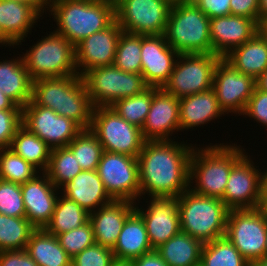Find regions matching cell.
<instances>
[{"label": "cell", "mask_w": 267, "mask_h": 266, "mask_svg": "<svg viewBox=\"0 0 267 266\" xmlns=\"http://www.w3.org/2000/svg\"><path fill=\"white\" fill-rule=\"evenodd\" d=\"M193 149L184 141H145L137 157L140 197H179L189 189Z\"/></svg>", "instance_id": "1"}, {"label": "cell", "mask_w": 267, "mask_h": 266, "mask_svg": "<svg viewBox=\"0 0 267 266\" xmlns=\"http://www.w3.org/2000/svg\"><path fill=\"white\" fill-rule=\"evenodd\" d=\"M31 101L71 119L81 129L90 128L94 105L80 75L34 80Z\"/></svg>", "instance_id": "2"}, {"label": "cell", "mask_w": 267, "mask_h": 266, "mask_svg": "<svg viewBox=\"0 0 267 266\" xmlns=\"http://www.w3.org/2000/svg\"><path fill=\"white\" fill-rule=\"evenodd\" d=\"M205 147L199 149L194 146L190 159L189 189L199 195L222 199L232 166L246 151L235 143H210Z\"/></svg>", "instance_id": "3"}, {"label": "cell", "mask_w": 267, "mask_h": 266, "mask_svg": "<svg viewBox=\"0 0 267 266\" xmlns=\"http://www.w3.org/2000/svg\"><path fill=\"white\" fill-rule=\"evenodd\" d=\"M57 24L56 32L74 46L93 33L109 27L115 20V5L87 0H62L47 9Z\"/></svg>", "instance_id": "4"}, {"label": "cell", "mask_w": 267, "mask_h": 266, "mask_svg": "<svg viewBox=\"0 0 267 266\" xmlns=\"http://www.w3.org/2000/svg\"><path fill=\"white\" fill-rule=\"evenodd\" d=\"M229 210L221 199L187 189L179 196L181 231L203 244L225 237Z\"/></svg>", "instance_id": "5"}, {"label": "cell", "mask_w": 267, "mask_h": 266, "mask_svg": "<svg viewBox=\"0 0 267 266\" xmlns=\"http://www.w3.org/2000/svg\"><path fill=\"white\" fill-rule=\"evenodd\" d=\"M164 37L179 54H212L210 18L193 1L172 4Z\"/></svg>", "instance_id": "6"}, {"label": "cell", "mask_w": 267, "mask_h": 266, "mask_svg": "<svg viewBox=\"0 0 267 266\" xmlns=\"http://www.w3.org/2000/svg\"><path fill=\"white\" fill-rule=\"evenodd\" d=\"M28 50L22 58L33 81L78 75L75 46L66 37L50 32Z\"/></svg>", "instance_id": "7"}, {"label": "cell", "mask_w": 267, "mask_h": 266, "mask_svg": "<svg viewBox=\"0 0 267 266\" xmlns=\"http://www.w3.org/2000/svg\"><path fill=\"white\" fill-rule=\"evenodd\" d=\"M82 78L94 107H110L116 100L140 94L149 87L142 74L127 73L114 65L91 69Z\"/></svg>", "instance_id": "8"}, {"label": "cell", "mask_w": 267, "mask_h": 266, "mask_svg": "<svg viewBox=\"0 0 267 266\" xmlns=\"http://www.w3.org/2000/svg\"><path fill=\"white\" fill-rule=\"evenodd\" d=\"M90 130L108 152L137 158L145 142L142 130L127 122L111 107H94Z\"/></svg>", "instance_id": "9"}, {"label": "cell", "mask_w": 267, "mask_h": 266, "mask_svg": "<svg viewBox=\"0 0 267 266\" xmlns=\"http://www.w3.org/2000/svg\"><path fill=\"white\" fill-rule=\"evenodd\" d=\"M220 59L217 54H179L162 89L179 99L211 89Z\"/></svg>", "instance_id": "10"}, {"label": "cell", "mask_w": 267, "mask_h": 266, "mask_svg": "<svg viewBox=\"0 0 267 266\" xmlns=\"http://www.w3.org/2000/svg\"><path fill=\"white\" fill-rule=\"evenodd\" d=\"M267 219L261 208L229 210L225 237L253 265L265 255Z\"/></svg>", "instance_id": "11"}, {"label": "cell", "mask_w": 267, "mask_h": 266, "mask_svg": "<svg viewBox=\"0 0 267 266\" xmlns=\"http://www.w3.org/2000/svg\"><path fill=\"white\" fill-rule=\"evenodd\" d=\"M171 6L168 0H121L115 6L116 21L123 32L164 35Z\"/></svg>", "instance_id": "12"}, {"label": "cell", "mask_w": 267, "mask_h": 266, "mask_svg": "<svg viewBox=\"0 0 267 266\" xmlns=\"http://www.w3.org/2000/svg\"><path fill=\"white\" fill-rule=\"evenodd\" d=\"M97 172L112 200L134 203L137 200L140 203L139 165L136 157L104 150Z\"/></svg>", "instance_id": "13"}, {"label": "cell", "mask_w": 267, "mask_h": 266, "mask_svg": "<svg viewBox=\"0 0 267 266\" xmlns=\"http://www.w3.org/2000/svg\"><path fill=\"white\" fill-rule=\"evenodd\" d=\"M22 125L41 138L50 148L67 147L82 130L74 121L54 110L34 104L22 108Z\"/></svg>", "instance_id": "14"}, {"label": "cell", "mask_w": 267, "mask_h": 266, "mask_svg": "<svg viewBox=\"0 0 267 266\" xmlns=\"http://www.w3.org/2000/svg\"><path fill=\"white\" fill-rule=\"evenodd\" d=\"M245 153L233 166L223 198L230 209H255L261 204L262 172Z\"/></svg>", "instance_id": "15"}, {"label": "cell", "mask_w": 267, "mask_h": 266, "mask_svg": "<svg viewBox=\"0 0 267 266\" xmlns=\"http://www.w3.org/2000/svg\"><path fill=\"white\" fill-rule=\"evenodd\" d=\"M256 87V80L235 69L224 58L217 63L212 89L224 113L243 114Z\"/></svg>", "instance_id": "16"}, {"label": "cell", "mask_w": 267, "mask_h": 266, "mask_svg": "<svg viewBox=\"0 0 267 266\" xmlns=\"http://www.w3.org/2000/svg\"><path fill=\"white\" fill-rule=\"evenodd\" d=\"M146 203V209L135 203V211L142 217L151 247L155 250L181 231L179 197H151Z\"/></svg>", "instance_id": "17"}, {"label": "cell", "mask_w": 267, "mask_h": 266, "mask_svg": "<svg viewBox=\"0 0 267 266\" xmlns=\"http://www.w3.org/2000/svg\"><path fill=\"white\" fill-rule=\"evenodd\" d=\"M122 32V28L115 20L106 29L93 33L79 42L75 46L78 75L83 76L96 67L113 65Z\"/></svg>", "instance_id": "18"}, {"label": "cell", "mask_w": 267, "mask_h": 266, "mask_svg": "<svg viewBox=\"0 0 267 266\" xmlns=\"http://www.w3.org/2000/svg\"><path fill=\"white\" fill-rule=\"evenodd\" d=\"M179 53L164 35H141V74L149 87L162 88L169 80Z\"/></svg>", "instance_id": "19"}, {"label": "cell", "mask_w": 267, "mask_h": 266, "mask_svg": "<svg viewBox=\"0 0 267 266\" xmlns=\"http://www.w3.org/2000/svg\"><path fill=\"white\" fill-rule=\"evenodd\" d=\"M145 141H171L173 132H179V98L153 87V97L142 127Z\"/></svg>", "instance_id": "20"}, {"label": "cell", "mask_w": 267, "mask_h": 266, "mask_svg": "<svg viewBox=\"0 0 267 266\" xmlns=\"http://www.w3.org/2000/svg\"><path fill=\"white\" fill-rule=\"evenodd\" d=\"M261 26L251 18L238 15L214 17L210 19V41L212 54L224 58L233 49L252 39Z\"/></svg>", "instance_id": "21"}, {"label": "cell", "mask_w": 267, "mask_h": 266, "mask_svg": "<svg viewBox=\"0 0 267 266\" xmlns=\"http://www.w3.org/2000/svg\"><path fill=\"white\" fill-rule=\"evenodd\" d=\"M21 190L26 218L35 229H45L51 221L59 189L42 172L21 184Z\"/></svg>", "instance_id": "22"}, {"label": "cell", "mask_w": 267, "mask_h": 266, "mask_svg": "<svg viewBox=\"0 0 267 266\" xmlns=\"http://www.w3.org/2000/svg\"><path fill=\"white\" fill-rule=\"evenodd\" d=\"M42 17L31 5L16 0H0L1 45H21Z\"/></svg>", "instance_id": "23"}, {"label": "cell", "mask_w": 267, "mask_h": 266, "mask_svg": "<svg viewBox=\"0 0 267 266\" xmlns=\"http://www.w3.org/2000/svg\"><path fill=\"white\" fill-rule=\"evenodd\" d=\"M134 210V202L112 200L98 210L89 213L95 243L113 249L127 217Z\"/></svg>", "instance_id": "24"}, {"label": "cell", "mask_w": 267, "mask_h": 266, "mask_svg": "<svg viewBox=\"0 0 267 266\" xmlns=\"http://www.w3.org/2000/svg\"><path fill=\"white\" fill-rule=\"evenodd\" d=\"M60 189L61 195L78 203L88 213L112 201L97 170H82Z\"/></svg>", "instance_id": "25"}, {"label": "cell", "mask_w": 267, "mask_h": 266, "mask_svg": "<svg viewBox=\"0 0 267 266\" xmlns=\"http://www.w3.org/2000/svg\"><path fill=\"white\" fill-rule=\"evenodd\" d=\"M224 111L220 108L214 90L185 96L179 99L180 131L200 127L210 121L219 119Z\"/></svg>", "instance_id": "26"}, {"label": "cell", "mask_w": 267, "mask_h": 266, "mask_svg": "<svg viewBox=\"0 0 267 266\" xmlns=\"http://www.w3.org/2000/svg\"><path fill=\"white\" fill-rule=\"evenodd\" d=\"M112 251L115 259L127 261L153 251L144 221L135 210L127 217Z\"/></svg>", "instance_id": "27"}, {"label": "cell", "mask_w": 267, "mask_h": 266, "mask_svg": "<svg viewBox=\"0 0 267 266\" xmlns=\"http://www.w3.org/2000/svg\"><path fill=\"white\" fill-rule=\"evenodd\" d=\"M224 59L255 80L267 69V36L260 30L252 39L233 49Z\"/></svg>", "instance_id": "28"}, {"label": "cell", "mask_w": 267, "mask_h": 266, "mask_svg": "<svg viewBox=\"0 0 267 266\" xmlns=\"http://www.w3.org/2000/svg\"><path fill=\"white\" fill-rule=\"evenodd\" d=\"M32 83L21 56L0 60V90L17 106L23 108L31 100Z\"/></svg>", "instance_id": "29"}, {"label": "cell", "mask_w": 267, "mask_h": 266, "mask_svg": "<svg viewBox=\"0 0 267 266\" xmlns=\"http://www.w3.org/2000/svg\"><path fill=\"white\" fill-rule=\"evenodd\" d=\"M25 250L38 266H71L72 258L57 237L45 229H35L31 233Z\"/></svg>", "instance_id": "30"}, {"label": "cell", "mask_w": 267, "mask_h": 266, "mask_svg": "<svg viewBox=\"0 0 267 266\" xmlns=\"http://www.w3.org/2000/svg\"><path fill=\"white\" fill-rule=\"evenodd\" d=\"M202 247L200 240L180 231L155 250L168 266H200Z\"/></svg>", "instance_id": "31"}, {"label": "cell", "mask_w": 267, "mask_h": 266, "mask_svg": "<svg viewBox=\"0 0 267 266\" xmlns=\"http://www.w3.org/2000/svg\"><path fill=\"white\" fill-rule=\"evenodd\" d=\"M9 149L40 169V172L47 170L52 148L23 125L16 131Z\"/></svg>", "instance_id": "32"}, {"label": "cell", "mask_w": 267, "mask_h": 266, "mask_svg": "<svg viewBox=\"0 0 267 266\" xmlns=\"http://www.w3.org/2000/svg\"><path fill=\"white\" fill-rule=\"evenodd\" d=\"M89 221V213L75 201L65 196H58L50 223L45 230L58 234L76 229Z\"/></svg>", "instance_id": "33"}, {"label": "cell", "mask_w": 267, "mask_h": 266, "mask_svg": "<svg viewBox=\"0 0 267 266\" xmlns=\"http://www.w3.org/2000/svg\"><path fill=\"white\" fill-rule=\"evenodd\" d=\"M200 266H252L226 238L204 243Z\"/></svg>", "instance_id": "34"}, {"label": "cell", "mask_w": 267, "mask_h": 266, "mask_svg": "<svg viewBox=\"0 0 267 266\" xmlns=\"http://www.w3.org/2000/svg\"><path fill=\"white\" fill-rule=\"evenodd\" d=\"M34 230L26 217L0 214V251L25 250Z\"/></svg>", "instance_id": "35"}, {"label": "cell", "mask_w": 267, "mask_h": 266, "mask_svg": "<svg viewBox=\"0 0 267 266\" xmlns=\"http://www.w3.org/2000/svg\"><path fill=\"white\" fill-rule=\"evenodd\" d=\"M82 170L68 147H57L51 150L49 165L45 173L50 181L60 189Z\"/></svg>", "instance_id": "36"}, {"label": "cell", "mask_w": 267, "mask_h": 266, "mask_svg": "<svg viewBox=\"0 0 267 266\" xmlns=\"http://www.w3.org/2000/svg\"><path fill=\"white\" fill-rule=\"evenodd\" d=\"M67 147L83 170H97L104 149L90 128L82 129Z\"/></svg>", "instance_id": "37"}, {"label": "cell", "mask_w": 267, "mask_h": 266, "mask_svg": "<svg viewBox=\"0 0 267 266\" xmlns=\"http://www.w3.org/2000/svg\"><path fill=\"white\" fill-rule=\"evenodd\" d=\"M153 97V87L140 94L116 100L110 107L130 124L142 129Z\"/></svg>", "instance_id": "38"}, {"label": "cell", "mask_w": 267, "mask_h": 266, "mask_svg": "<svg viewBox=\"0 0 267 266\" xmlns=\"http://www.w3.org/2000/svg\"><path fill=\"white\" fill-rule=\"evenodd\" d=\"M113 65L127 73L141 74V35L122 32Z\"/></svg>", "instance_id": "39"}, {"label": "cell", "mask_w": 267, "mask_h": 266, "mask_svg": "<svg viewBox=\"0 0 267 266\" xmlns=\"http://www.w3.org/2000/svg\"><path fill=\"white\" fill-rule=\"evenodd\" d=\"M39 171L11 149H0V179L21 185L32 180Z\"/></svg>", "instance_id": "40"}, {"label": "cell", "mask_w": 267, "mask_h": 266, "mask_svg": "<svg viewBox=\"0 0 267 266\" xmlns=\"http://www.w3.org/2000/svg\"><path fill=\"white\" fill-rule=\"evenodd\" d=\"M56 237L61 247L71 258L95 243L93 227L90 221L76 229L58 234Z\"/></svg>", "instance_id": "41"}, {"label": "cell", "mask_w": 267, "mask_h": 266, "mask_svg": "<svg viewBox=\"0 0 267 266\" xmlns=\"http://www.w3.org/2000/svg\"><path fill=\"white\" fill-rule=\"evenodd\" d=\"M0 214L26 217L20 184L0 179Z\"/></svg>", "instance_id": "42"}, {"label": "cell", "mask_w": 267, "mask_h": 266, "mask_svg": "<svg viewBox=\"0 0 267 266\" xmlns=\"http://www.w3.org/2000/svg\"><path fill=\"white\" fill-rule=\"evenodd\" d=\"M114 260L112 249L94 243L74 256L71 266H111Z\"/></svg>", "instance_id": "43"}, {"label": "cell", "mask_w": 267, "mask_h": 266, "mask_svg": "<svg viewBox=\"0 0 267 266\" xmlns=\"http://www.w3.org/2000/svg\"><path fill=\"white\" fill-rule=\"evenodd\" d=\"M21 125L22 109L0 110V149L9 148Z\"/></svg>", "instance_id": "44"}, {"label": "cell", "mask_w": 267, "mask_h": 266, "mask_svg": "<svg viewBox=\"0 0 267 266\" xmlns=\"http://www.w3.org/2000/svg\"><path fill=\"white\" fill-rule=\"evenodd\" d=\"M242 115L253 118L267 128V92L255 87Z\"/></svg>", "instance_id": "45"}, {"label": "cell", "mask_w": 267, "mask_h": 266, "mask_svg": "<svg viewBox=\"0 0 267 266\" xmlns=\"http://www.w3.org/2000/svg\"><path fill=\"white\" fill-rule=\"evenodd\" d=\"M210 19L231 14L230 0H192Z\"/></svg>", "instance_id": "46"}, {"label": "cell", "mask_w": 267, "mask_h": 266, "mask_svg": "<svg viewBox=\"0 0 267 266\" xmlns=\"http://www.w3.org/2000/svg\"><path fill=\"white\" fill-rule=\"evenodd\" d=\"M231 15L254 19L259 24V0H230Z\"/></svg>", "instance_id": "47"}, {"label": "cell", "mask_w": 267, "mask_h": 266, "mask_svg": "<svg viewBox=\"0 0 267 266\" xmlns=\"http://www.w3.org/2000/svg\"><path fill=\"white\" fill-rule=\"evenodd\" d=\"M0 266H38L26 250L0 251Z\"/></svg>", "instance_id": "48"}, {"label": "cell", "mask_w": 267, "mask_h": 266, "mask_svg": "<svg viewBox=\"0 0 267 266\" xmlns=\"http://www.w3.org/2000/svg\"><path fill=\"white\" fill-rule=\"evenodd\" d=\"M133 266H168L160 255L153 250L147 254L132 260Z\"/></svg>", "instance_id": "49"}, {"label": "cell", "mask_w": 267, "mask_h": 266, "mask_svg": "<svg viewBox=\"0 0 267 266\" xmlns=\"http://www.w3.org/2000/svg\"><path fill=\"white\" fill-rule=\"evenodd\" d=\"M20 2H24L26 4L31 5L40 15L46 10L48 7V4L44 0H16ZM45 10V11H44Z\"/></svg>", "instance_id": "50"}, {"label": "cell", "mask_w": 267, "mask_h": 266, "mask_svg": "<svg viewBox=\"0 0 267 266\" xmlns=\"http://www.w3.org/2000/svg\"><path fill=\"white\" fill-rule=\"evenodd\" d=\"M267 20V0H259V25Z\"/></svg>", "instance_id": "51"}, {"label": "cell", "mask_w": 267, "mask_h": 266, "mask_svg": "<svg viewBox=\"0 0 267 266\" xmlns=\"http://www.w3.org/2000/svg\"><path fill=\"white\" fill-rule=\"evenodd\" d=\"M256 87L267 92V69L256 79Z\"/></svg>", "instance_id": "52"}, {"label": "cell", "mask_w": 267, "mask_h": 266, "mask_svg": "<svg viewBox=\"0 0 267 266\" xmlns=\"http://www.w3.org/2000/svg\"><path fill=\"white\" fill-rule=\"evenodd\" d=\"M261 201H267V169L262 172Z\"/></svg>", "instance_id": "53"}, {"label": "cell", "mask_w": 267, "mask_h": 266, "mask_svg": "<svg viewBox=\"0 0 267 266\" xmlns=\"http://www.w3.org/2000/svg\"><path fill=\"white\" fill-rule=\"evenodd\" d=\"M111 266H133L132 261H127V260H117L115 259L112 263Z\"/></svg>", "instance_id": "54"}, {"label": "cell", "mask_w": 267, "mask_h": 266, "mask_svg": "<svg viewBox=\"0 0 267 266\" xmlns=\"http://www.w3.org/2000/svg\"><path fill=\"white\" fill-rule=\"evenodd\" d=\"M0 104H15L9 97H7L2 90H0Z\"/></svg>", "instance_id": "55"}, {"label": "cell", "mask_w": 267, "mask_h": 266, "mask_svg": "<svg viewBox=\"0 0 267 266\" xmlns=\"http://www.w3.org/2000/svg\"><path fill=\"white\" fill-rule=\"evenodd\" d=\"M252 266H267V255L257 260Z\"/></svg>", "instance_id": "56"}, {"label": "cell", "mask_w": 267, "mask_h": 266, "mask_svg": "<svg viewBox=\"0 0 267 266\" xmlns=\"http://www.w3.org/2000/svg\"><path fill=\"white\" fill-rule=\"evenodd\" d=\"M5 109H22V108L17 106L16 104H0V110H5Z\"/></svg>", "instance_id": "57"}, {"label": "cell", "mask_w": 267, "mask_h": 266, "mask_svg": "<svg viewBox=\"0 0 267 266\" xmlns=\"http://www.w3.org/2000/svg\"><path fill=\"white\" fill-rule=\"evenodd\" d=\"M260 208L266 216L267 219V201H261Z\"/></svg>", "instance_id": "58"}, {"label": "cell", "mask_w": 267, "mask_h": 266, "mask_svg": "<svg viewBox=\"0 0 267 266\" xmlns=\"http://www.w3.org/2000/svg\"><path fill=\"white\" fill-rule=\"evenodd\" d=\"M261 31L267 36V20L262 23Z\"/></svg>", "instance_id": "59"}, {"label": "cell", "mask_w": 267, "mask_h": 266, "mask_svg": "<svg viewBox=\"0 0 267 266\" xmlns=\"http://www.w3.org/2000/svg\"><path fill=\"white\" fill-rule=\"evenodd\" d=\"M87 1L103 2V3H107V4H113V0H87Z\"/></svg>", "instance_id": "60"}, {"label": "cell", "mask_w": 267, "mask_h": 266, "mask_svg": "<svg viewBox=\"0 0 267 266\" xmlns=\"http://www.w3.org/2000/svg\"><path fill=\"white\" fill-rule=\"evenodd\" d=\"M171 4H175V3H181V2H188V1H192V0H168Z\"/></svg>", "instance_id": "61"}, {"label": "cell", "mask_w": 267, "mask_h": 266, "mask_svg": "<svg viewBox=\"0 0 267 266\" xmlns=\"http://www.w3.org/2000/svg\"><path fill=\"white\" fill-rule=\"evenodd\" d=\"M265 255H267V229H266V244H265Z\"/></svg>", "instance_id": "62"}, {"label": "cell", "mask_w": 267, "mask_h": 266, "mask_svg": "<svg viewBox=\"0 0 267 266\" xmlns=\"http://www.w3.org/2000/svg\"><path fill=\"white\" fill-rule=\"evenodd\" d=\"M47 4H48V7L53 4V0H44Z\"/></svg>", "instance_id": "63"}, {"label": "cell", "mask_w": 267, "mask_h": 266, "mask_svg": "<svg viewBox=\"0 0 267 266\" xmlns=\"http://www.w3.org/2000/svg\"><path fill=\"white\" fill-rule=\"evenodd\" d=\"M121 0H113V5H117Z\"/></svg>", "instance_id": "64"}, {"label": "cell", "mask_w": 267, "mask_h": 266, "mask_svg": "<svg viewBox=\"0 0 267 266\" xmlns=\"http://www.w3.org/2000/svg\"><path fill=\"white\" fill-rule=\"evenodd\" d=\"M59 1H62V0H53V4H54V3H57V2H59Z\"/></svg>", "instance_id": "65"}, {"label": "cell", "mask_w": 267, "mask_h": 266, "mask_svg": "<svg viewBox=\"0 0 267 266\" xmlns=\"http://www.w3.org/2000/svg\"><path fill=\"white\" fill-rule=\"evenodd\" d=\"M0 45H1V28H0Z\"/></svg>", "instance_id": "66"}]
</instances>
